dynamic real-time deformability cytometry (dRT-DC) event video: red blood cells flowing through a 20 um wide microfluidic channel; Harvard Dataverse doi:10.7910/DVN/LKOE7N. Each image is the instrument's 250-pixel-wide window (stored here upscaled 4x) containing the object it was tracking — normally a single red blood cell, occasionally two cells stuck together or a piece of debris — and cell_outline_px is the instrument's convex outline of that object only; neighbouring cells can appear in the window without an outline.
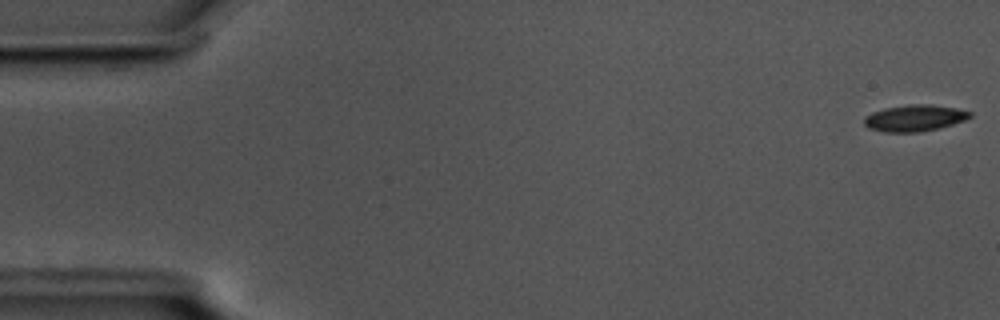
{"species": "common noctule bat (a hibernating species)", "species_latin": "Nyctalus noctula", "temperature_condition": "cold", "stored_images_in_passage": 56, "camera_frame_rate_fps": 3000, "um_per_image_px": 0.085, "animal": {"sex": "male", "body_mass_g": 17.5, "forearm_length_mm": 52.3}, "frame": {"image": 1, "passage_image": 1, "time_ms": 0.0, "image_size_px": [1000, 320], "cell_outline_px": [[972, 116], [964, 120], [940, 128], [920, 132], [884, 132], [868, 128], [864, 124], [864, 116], [872, 112], [884, 108], [908, 104], [928, 104], [956, 108], [972, 112]], "centroid_in_image_um": [77.72, 10.03], "position_along_channel_um": 7.3, "area_um2": 16.42}}
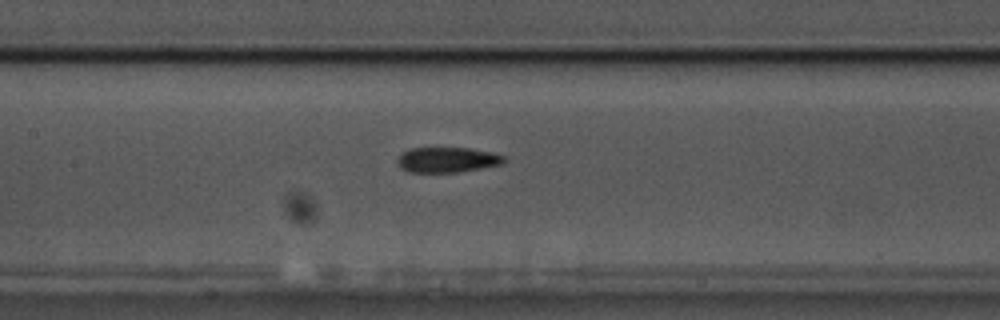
{"frame": {"image": 2, "passage_image": 26, "time_ms": 8.333, "image_size_px": [1000, 320], "cell_outline_px": [[508, 160], [504, 164], [460, 172], [408, 172], [400, 168], [396, 160], [400, 152], [408, 148], [472, 148], [492, 152], [504, 156]], "centroid_in_image_um": [38.02, 13.58], "position_along_channel_um": 169.4, "area_um2": 16.07}}
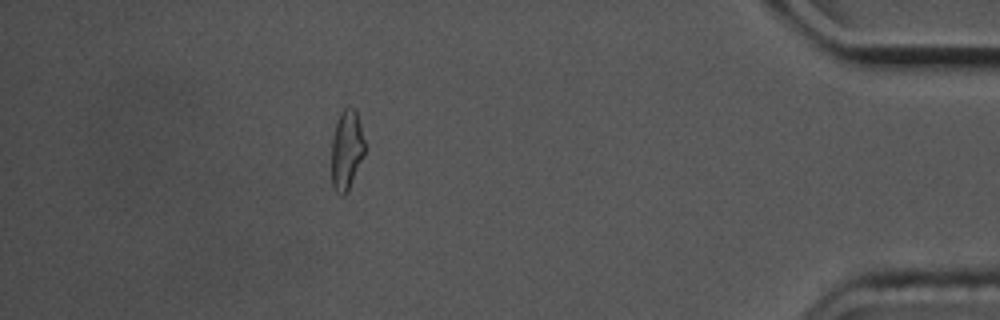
{"frame": {"image": 3, "passage_image": 50, "time_ms": 16.333, "image_size_px": [1000, 320], "cell_outline_px": [[364, 156], [344, 196], [340, 196], [336, 192], [332, 184], [332, 136], [336, 120], [340, 112], [348, 104], [356, 108], [364, 140]], "centroid_in_image_um": [29.45, 12.67], "position_along_channel_um": 405.8, "area_um2": 15.55}, "authors_computed_cell_mechanics": {"area_um2": 16.2707, "velocity_mm_per_s": 3.5888, "shape_relaxation_time_tau1_ms": 4.9963, "shape_relaxation_time_tau2_ms": 5.6855, "deformation_change_tau1": 0.1368, "deformation_change_tau2": 0.1053}}